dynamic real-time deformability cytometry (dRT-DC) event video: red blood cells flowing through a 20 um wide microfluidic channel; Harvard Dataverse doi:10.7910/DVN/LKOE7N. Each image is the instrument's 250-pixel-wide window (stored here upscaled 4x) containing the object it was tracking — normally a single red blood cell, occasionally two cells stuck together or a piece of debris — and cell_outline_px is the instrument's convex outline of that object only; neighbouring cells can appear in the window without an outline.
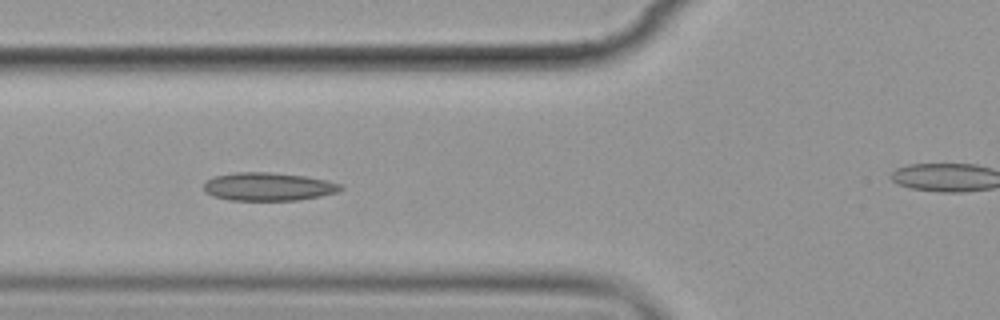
{"species": "common noctule bat (a hibernating species)", "species_latin": "Nyctalus noctula", "temperature_condition": "cold", "stored_images_in_passage": 8, "segment_of_instrument_passage": [1, 2], "camera_frame_rate_fps": 3000, "um_per_image_px": 0.085, "animal": {"sex": "female", "body_mass_g": 19.9}, "frame": {"image": 1, "passage_image": 6, "time_ms": 6.0, "image_size_px": [1000, 320], "cell_outline_px": [[344, 188], [336, 192], [320, 196], [300, 200], [228, 200], [212, 196], [204, 192], [204, 184], [208, 180], [216, 176], [236, 172], [268, 172], [304, 176], [328, 180], [340, 184]], "centroid_in_image_um": [22.8, 15.87], "position_along_channel_um": 103.0, "area_um2": 22.43}}
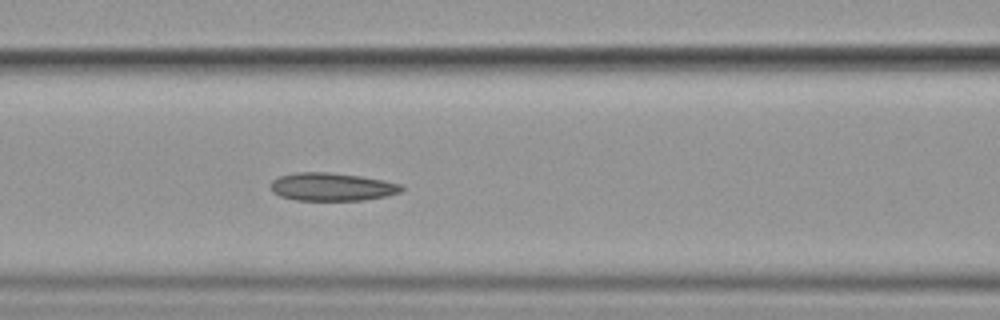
{"frame": {"image": 2, "passage_image": 7, "time_ms": 7.0, "image_size_px": [1000, 320], "cell_outline_px": [[404, 188], [400, 192], [384, 196], [364, 200], [296, 200], [280, 196], [272, 192], [272, 180], [280, 176], [296, 172], [332, 172], [360, 176], [400, 184]], "centroid_in_image_um": [28.18, 15.88], "position_along_channel_um": 138.4, "area_um2": 21.15}}